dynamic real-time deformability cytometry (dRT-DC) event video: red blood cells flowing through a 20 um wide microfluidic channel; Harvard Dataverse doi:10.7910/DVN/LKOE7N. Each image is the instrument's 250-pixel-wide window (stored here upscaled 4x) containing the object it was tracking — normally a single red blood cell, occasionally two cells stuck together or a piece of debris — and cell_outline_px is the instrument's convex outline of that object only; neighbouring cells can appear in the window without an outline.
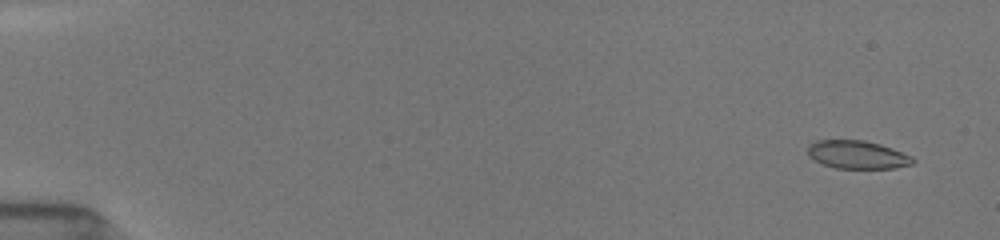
{"species": "common noctule bat (a hibernating species)", "species_latin": "Nyctalus noctula", "temperature_condition": "room temperature", "stored_images_in_passage": 13, "camera_frame_rate_fps": 3000, "um_per_image_px": 0.085, "animal": {"sex": "female", "body_mass_g": 19.5, "forearm_length_mm": 54.1}, "frame": {"image": 1, "passage_image": 1, "time_ms": 0.0, "image_size_px": [1000, 240], "cell_outline_px": [[916, 160], [912, 164], [896, 168], [836, 168], [824, 164], [808, 156], [808, 144], [816, 140], [864, 140], [880, 144], [892, 148], [912, 156]], "centroid_in_image_um": [72.89, 13.14], "position_along_channel_um": 12.1, "area_um2": 17.22}}
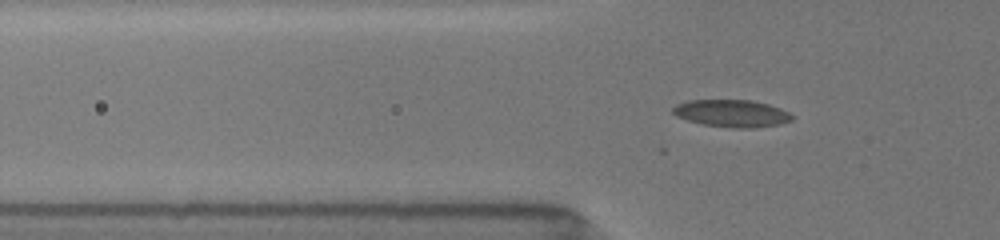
{"frame": {"image": 2, "passage_image": 11, "time_ms": 5.0, "image_size_px": [1000, 240], "cell_outline_px": [[792, 120], [780, 124], [752, 128], [732, 128], [704, 124], [688, 120], [676, 116], [672, 112], [672, 108], [676, 104], [688, 100], [752, 100], [768, 104], [780, 108], [788, 112], [792, 116]], "centroid_in_image_um": [62.19, 9.63], "position_along_channel_um": 63.6, "area_um2": 18.9}}